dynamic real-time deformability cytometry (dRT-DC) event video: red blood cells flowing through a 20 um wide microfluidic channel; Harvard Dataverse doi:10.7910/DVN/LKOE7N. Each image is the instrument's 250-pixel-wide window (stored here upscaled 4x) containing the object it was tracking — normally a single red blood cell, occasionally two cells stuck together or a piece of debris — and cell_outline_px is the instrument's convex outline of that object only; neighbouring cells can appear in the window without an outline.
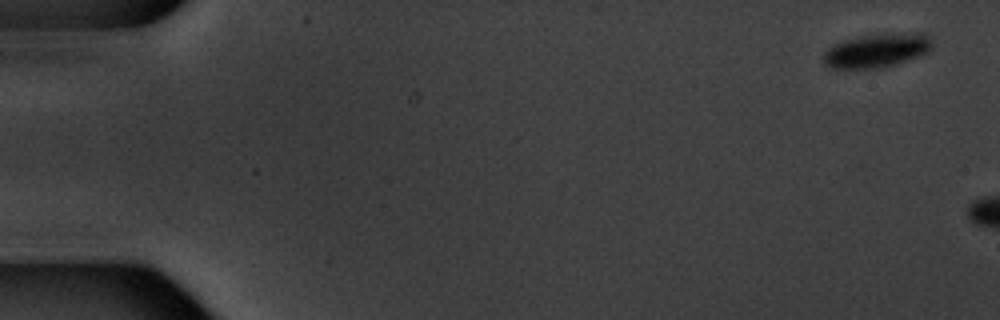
{"species": "common noctule bat (a hibernating species)", "species_latin": "Nyctalus noctula", "temperature_condition": "warm", "stored_images_in_passage": 3, "camera_frame_rate_fps": 3000, "um_per_image_px": 0.085, "animal": {"sex": "male", "body_mass_g": 20.1, "forearm_length_mm": 53.5}, "frame": {"image": 1, "passage_image": 1, "time_ms": 0.0, "image_size_px": [1000, 320], "cell_outline_px": [[932, 48], [928, 52], [920, 56], [884, 68], [832, 68], [824, 60], [824, 52], [828, 48], [844, 40], [860, 36], [920, 32], [924, 32], [932, 40]], "centroid_in_image_um": [74.6, 4.29], "position_along_channel_um": 10.4, "area_um2": 21.27}}